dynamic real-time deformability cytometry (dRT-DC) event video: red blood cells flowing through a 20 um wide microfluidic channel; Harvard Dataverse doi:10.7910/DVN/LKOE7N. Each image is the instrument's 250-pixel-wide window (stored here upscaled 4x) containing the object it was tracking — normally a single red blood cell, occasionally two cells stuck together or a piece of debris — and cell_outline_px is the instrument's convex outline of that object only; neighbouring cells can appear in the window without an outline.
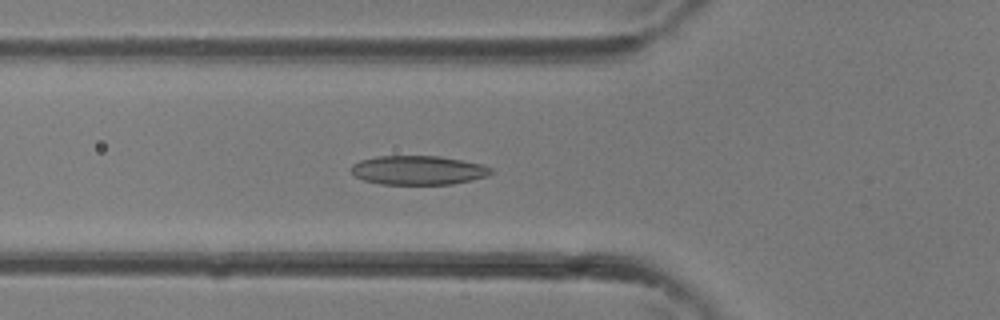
{"species": "common noctule bat (a hibernating species)", "species_latin": "Nyctalus noctula", "temperature_condition": "room temperature", "stored_images_in_passage": 35, "camera_frame_rate_fps": 3000, "um_per_image_px": 0.085, "animal": {"sex": "female"}, "frame": {"image": 1, "passage_image": 12, "time_ms": 3.667, "image_size_px": [1000, 320], "cell_outline_px": [[492, 172], [488, 176], [452, 184], [380, 184], [364, 180], [356, 176], [348, 168], [352, 164], [360, 160], [376, 156], [440, 156], [480, 164], [492, 168]], "centroid_in_image_um": [35.5, 14.46], "position_along_channel_um": 90.3, "area_um2": 23.64}}
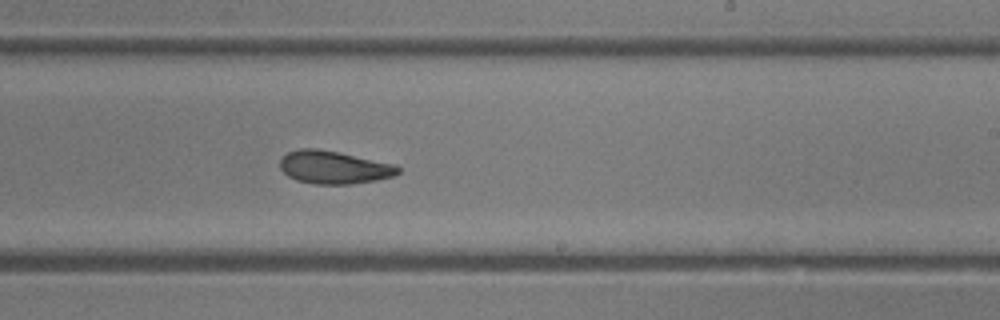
{"frame": {"image": 2, "passage_image": 21, "time_ms": 6.667, "image_size_px": [1000, 320], "cell_outline_px": [[400, 172], [392, 176], [376, 180], [352, 184], [316, 184], [296, 180], [288, 176], [280, 168], [280, 160], [288, 152], [300, 148], [316, 148], [340, 152], [396, 164], [400, 168]], "centroid_in_image_um": [28.39, 14.22], "position_along_channel_um": 260.6, "area_um2": 22.72}}
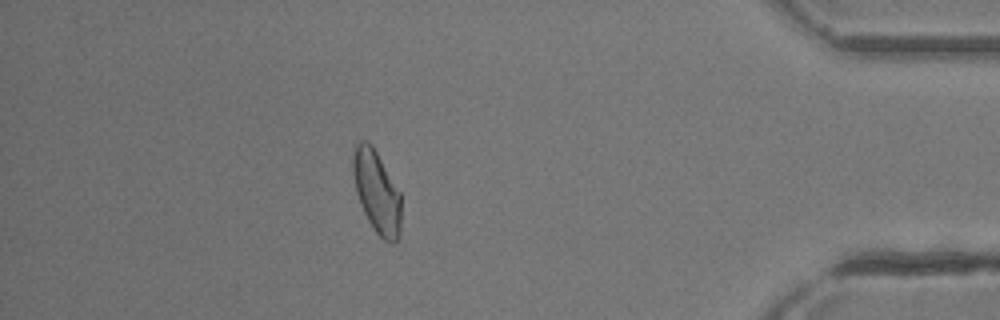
{"frame": {"image": 3, "passage_image": 31, "time_ms": 10.0, "image_size_px": [1000, 320], "cell_outline_px": [[400, 236], [396, 244], [384, 240], [376, 232], [368, 220], [360, 204], [356, 192], [352, 172], [352, 160], [356, 144], [360, 140], [364, 140], [372, 144], [400, 192]], "centroid_in_image_um": [32.02, 16.31], "position_along_channel_um": 403.2, "area_um2": 23.12}}